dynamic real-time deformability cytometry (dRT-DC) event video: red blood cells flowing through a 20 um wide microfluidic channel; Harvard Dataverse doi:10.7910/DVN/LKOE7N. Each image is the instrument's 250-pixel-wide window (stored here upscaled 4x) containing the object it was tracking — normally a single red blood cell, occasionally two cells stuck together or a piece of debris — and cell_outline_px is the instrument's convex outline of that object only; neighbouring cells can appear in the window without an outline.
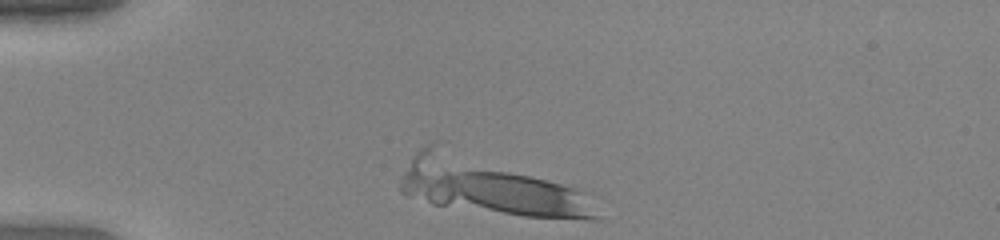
{"species": "human", "species_latin": "Homo sapiens", "temperature_condition": "warm", "stored_images_in_passage": 22, "camera_frame_rate_fps": 3000, "um_per_image_px": 0.085, "donor": {"sex": "female"}, "frame": {"image": 1, "passage_image": 1, "time_ms": 0.0, "image_size_px": [1000, 240], "cell_outline_px": [[604, 220], [584, 220], [524, 216], [432, 204], [404, 196], [400, 192], [400, 180], [404, 172], [416, 152], [420, 148], [428, 144], [432, 144], [576, 188], [584, 192]], "centroid_in_image_um": [41.62, 15.92], "position_along_channel_um": 43.4, "area_um2": 62.42}}